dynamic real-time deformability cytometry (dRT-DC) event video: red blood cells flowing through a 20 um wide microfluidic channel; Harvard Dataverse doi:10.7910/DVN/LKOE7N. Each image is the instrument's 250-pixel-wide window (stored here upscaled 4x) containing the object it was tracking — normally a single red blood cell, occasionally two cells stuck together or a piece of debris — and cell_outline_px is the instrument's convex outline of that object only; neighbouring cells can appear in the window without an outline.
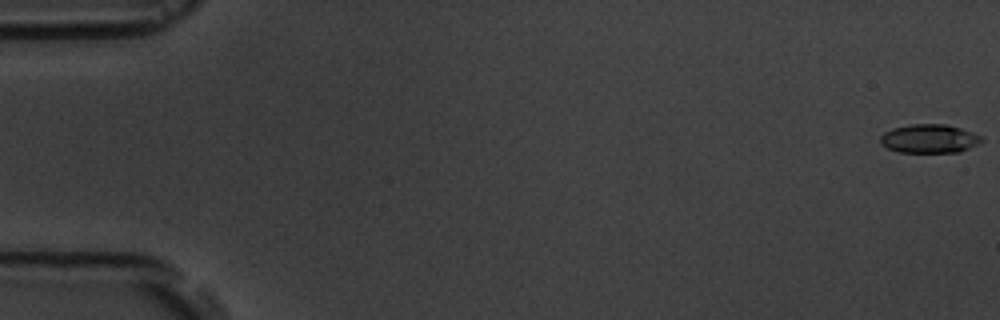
{"species": "common noctule bat (a hibernating species)", "species_latin": "Nyctalus noctula", "temperature_condition": "room temperature", "stored_images_in_passage": 5, "camera_frame_rate_fps": 3000, "um_per_image_px": 0.085, "animal": {"sex": "male", "body_mass_g": 19.5, "forearm_length_mm": 54.6}, "frame": {"image": 1, "passage_image": 1, "time_ms": 0.0, "image_size_px": [1000, 320], "cell_outline_px": [[984, 140], [960, 152], [900, 152], [888, 148], [880, 144], [880, 136], [884, 132], [892, 128], [912, 124], [948, 124], [984, 136]], "centroid_in_image_um": [79.0, 11.78], "position_along_channel_um": 6.0, "area_um2": 16.99}}